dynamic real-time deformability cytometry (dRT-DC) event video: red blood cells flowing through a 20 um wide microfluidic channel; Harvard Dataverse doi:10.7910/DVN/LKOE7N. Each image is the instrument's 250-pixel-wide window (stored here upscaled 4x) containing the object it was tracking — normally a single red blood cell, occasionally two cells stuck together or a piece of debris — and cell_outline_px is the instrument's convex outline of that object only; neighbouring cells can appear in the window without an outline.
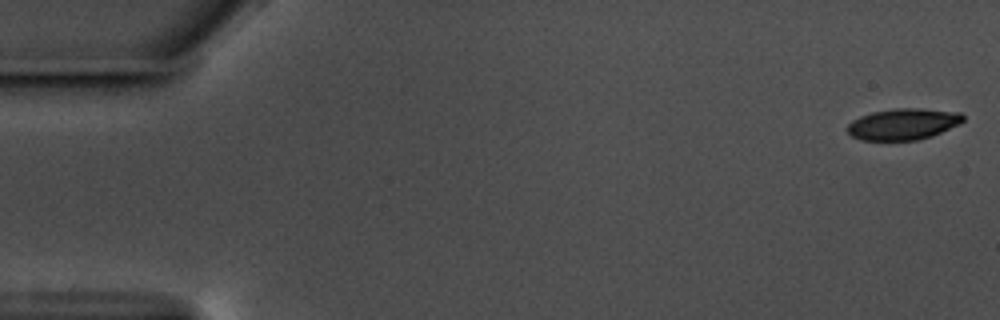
{"species": "common noctule bat (a hibernating species)", "species_latin": "Nyctalus noctula", "temperature_condition": "warm", "stored_images_in_passage": 14, "camera_frame_rate_fps": 3000, "um_per_image_px": 0.085, "animal": {"sex": "male", "body_mass_g": 17.5, "forearm_length_mm": 52.3}, "frame": {"image": 1, "passage_image": 1, "time_ms": 0.0, "image_size_px": [1000, 320], "cell_outline_px": [[964, 120], [960, 124], [932, 136], [916, 140], [860, 140], [852, 136], [848, 132], [848, 124], [852, 120], [860, 116], [872, 112], [896, 108], [916, 108], [960, 112], [964, 116]], "centroid_in_image_um": [76.78, 10.55], "position_along_channel_um": 8.2, "area_um2": 21.1}}
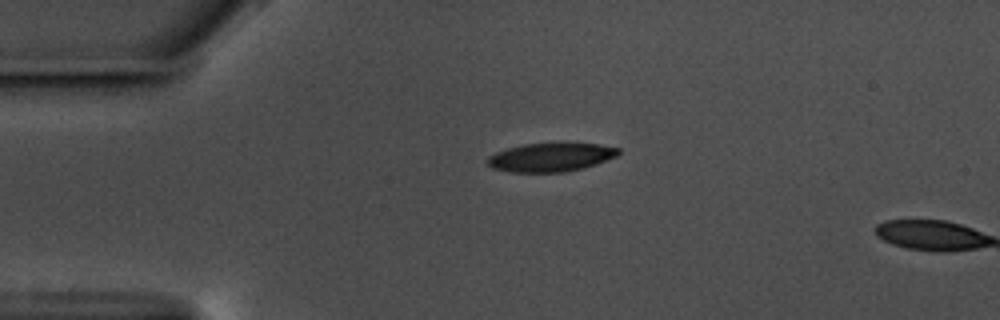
{"frame": {"image": 2, "passage_image": 13, "time_ms": 4.0, "image_size_px": [1000, 320], "cell_outline_px": [[620, 152], [616, 156], [596, 164], [584, 168], [564, 172], [512, 172], [492, 168], [488, 164], [488, 156], [496, 152], [508, 148], [524, 144], [600, 144], [620, 148]], "centroid_in_image_um": [46.82, 13.38], "position_along_channel_um": 38.2, "area_um2": 21.56}}